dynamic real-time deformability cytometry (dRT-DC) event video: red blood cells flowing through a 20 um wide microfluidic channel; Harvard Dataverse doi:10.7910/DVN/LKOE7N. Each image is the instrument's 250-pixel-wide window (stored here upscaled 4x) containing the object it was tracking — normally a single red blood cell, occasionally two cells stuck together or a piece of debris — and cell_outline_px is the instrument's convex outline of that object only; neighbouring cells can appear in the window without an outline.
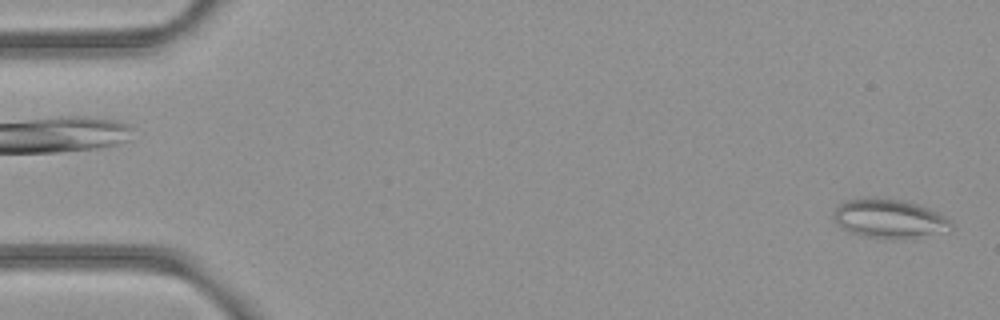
{"species": "common noctule bat (a hibernating species)", "species_latin": "Nyctalus noctula", "temperature_condition": "room temperature", "stored_images_in_passage": 53, "camera_frame_rate_fps": 3000, "um_per_image_px": 0.085, "animal": {"sex": "female", "body_mass_g": 21.9}, "frame": {"image": 1, "passage_image": 2, "time_ms": 0.333, "image_size_px": [1000, 320], "cell_outline_px": [[956, 228], [908, 236], [864, 236], [852, 232], [844, 228], [832, 216], [832, 212], [840, 204], [848, 200], [864, 196], [876, 196], [900, 200], [916, 204], [936, 212], [944, 216]], "centroid_in_image_um": [75.5, 18.49], "position_along_channel_um": 9.5, "area_um2": 25.37}}
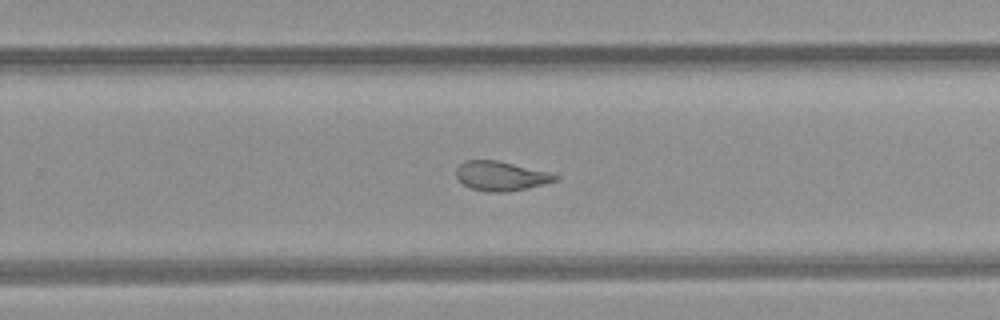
{"frame": {"image": 2, "passage_image": 34, "time_ms": 11.0, "image_size_px": [1000, 320], "cell_outline_px": [[560, 180], [528, 188], [508, 192], [488, 192], [472, 188], [464, 184], [456, 176], [456, 168], [464, 160], [496, 160], [548, 172], [560, 176]], "centroid_in_image_um": [42.6, 14.96], "position_along_channel_um": 287.2, "area_um2": 16.94}}
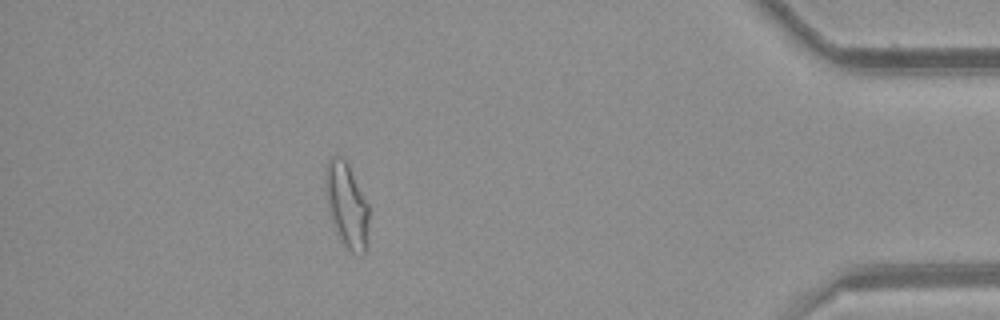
{"frame": {"image": 3, "passage_image": 47, "time_ms": 15.333, "image_size_px": [1000, 320], "cell_outline_px": [[368, 220], [364, 252], [360, 256], [352, 252], [340, 240], [332, 220], [328, 208], [324, 188], [324, 176], [328, 160], [332, 156], [340, 156], [348, 164], [368, 204]], "centroid_in_image_um": [29.44, 17.4], "position_along_channel_um": 405.8, "area_um2": 21.1}, "authors_computed_cell_mechanics": {"area_um2": 20.2878, "velocity_mm_per_s": 3.9606, "shape_relaxation_time_tau1_ms": null, "shape_relaxation_time_tau2_ms": 1.574, "deformation_change_tau1": null, "deformation_change_tau2": 0.0852}}